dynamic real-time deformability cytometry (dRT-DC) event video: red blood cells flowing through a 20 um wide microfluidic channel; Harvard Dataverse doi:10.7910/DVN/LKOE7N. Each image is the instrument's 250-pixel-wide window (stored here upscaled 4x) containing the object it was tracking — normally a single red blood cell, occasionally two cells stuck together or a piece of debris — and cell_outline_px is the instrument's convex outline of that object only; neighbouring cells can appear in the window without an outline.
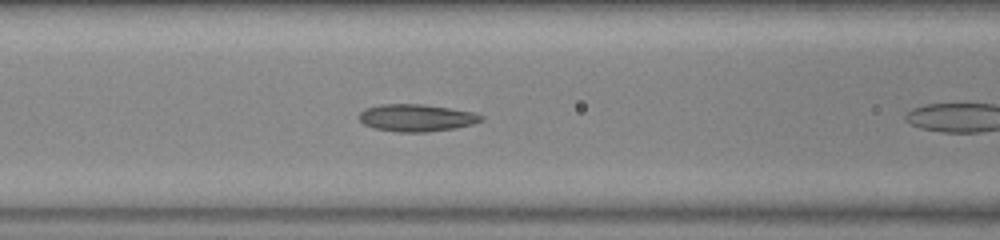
{"species": "common noctule bat (a hibernating species)", "species_latin": "Nyctalus noctula", "temperature_condition": "warm", "stored_images_in_passage": 10, "camera_frame_rate_fps": 3000, "um_per_image_px": 0.085, "animal": {"sex": "female", "body_mass_g": 23.0, "forearm_length_mm": 53.4}, "frame": {"image": 1, "passage_image": 9, "time_ms": 2.667, "image_size_px": [1000, 240], "cell_outline_px": [[484, 120], [472, 124], [456, 128], [428, 132], [400, 132], [372, 128], [364, 124], [360, 120], [360, 112], [364, 108], [380, 104], [424, 104], [472, 112], [484, 116]], "centroid_in_image_um": [35.39, 10.01], "position_along_channel_um": 131.2, "area_um2": 19.42}}